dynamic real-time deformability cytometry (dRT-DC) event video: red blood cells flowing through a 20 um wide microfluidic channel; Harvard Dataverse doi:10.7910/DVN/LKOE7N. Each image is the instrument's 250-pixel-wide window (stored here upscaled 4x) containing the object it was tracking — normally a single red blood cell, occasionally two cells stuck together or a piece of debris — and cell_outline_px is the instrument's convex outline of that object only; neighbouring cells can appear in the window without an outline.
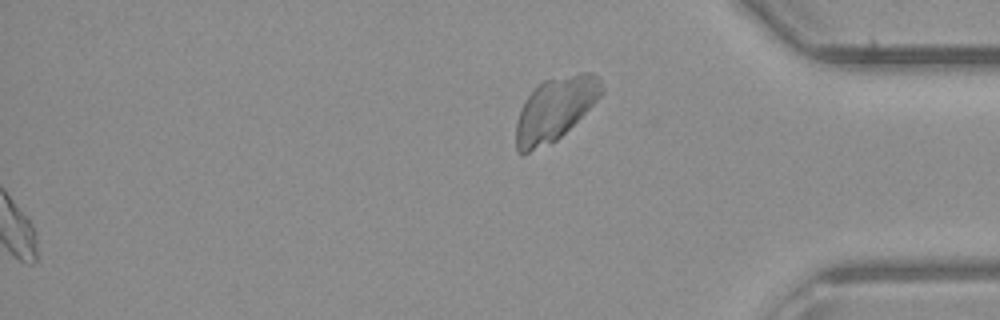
{"species": "common noctule bat (a hibernating species)", "species_latin": "Nyctalus noctula", "temperature_condition": "room temperature", "stored_images_in_passage": 40, "segment_of_instrument_passage": [2, 2], "camera_frame_rate_fps": 3000, "um_per_image_px": 0.085, "animal": {"sex": "male", "body_mass_g": 23.1, "forearm_length_mm": 52.7}, "frame": {"image": 1, "passage_image": 40, "time_ms": 13.0, "image_size_px": [1000, 320], "cell_outline_px": [[604, 92], [556, 140], [528, 152], [516, 152], [516, 124], [524, 100], [544, 80], [580, 72], [592, 72], [600, 80], [604, 88]], "centroid_in_image_um": [47.17, 9.23], "position_along_channel_um": 388.0, "area_um2": 30.63}}